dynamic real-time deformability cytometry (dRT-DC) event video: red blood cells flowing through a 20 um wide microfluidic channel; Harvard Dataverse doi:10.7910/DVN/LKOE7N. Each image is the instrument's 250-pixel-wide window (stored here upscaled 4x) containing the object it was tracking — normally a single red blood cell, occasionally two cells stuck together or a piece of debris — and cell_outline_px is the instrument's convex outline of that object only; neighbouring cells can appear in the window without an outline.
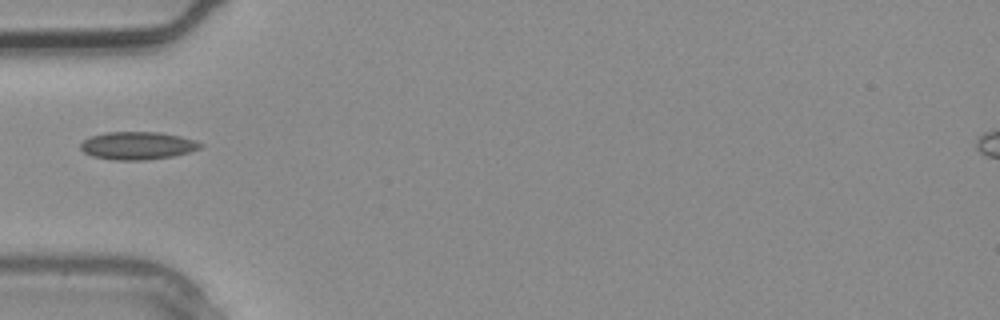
{"species": "common noctule bat (a hibernating species)", "species_latin": "Nyctalus noctula", "temperature_condition": "warm", "stored_images_in_passage": 3, "camera_frame_rate_fps": 3000, "um_per_image_px": 0.085, "animal": {"sex": "male", "body_mass_g": 20.4}, "frame": {"image": 1, "passage_image": 3, "time_ms": 0.667, "image_size_px": [1000, 320], "cell_outline_px": [[204, 144], [200, 148], [188, 152], [172, 156], [144, 160], [112, 160], [92, 156], [84, 152], [80, 148], [80, 144], [84, 140], [92, 136], [108, 132], [160, 132], [180, 136], [196, 140]], "centroid_in_image_um": [11.7, 12.38], "position_along_channel_um": 73.3, "area_um2": 19.36}}